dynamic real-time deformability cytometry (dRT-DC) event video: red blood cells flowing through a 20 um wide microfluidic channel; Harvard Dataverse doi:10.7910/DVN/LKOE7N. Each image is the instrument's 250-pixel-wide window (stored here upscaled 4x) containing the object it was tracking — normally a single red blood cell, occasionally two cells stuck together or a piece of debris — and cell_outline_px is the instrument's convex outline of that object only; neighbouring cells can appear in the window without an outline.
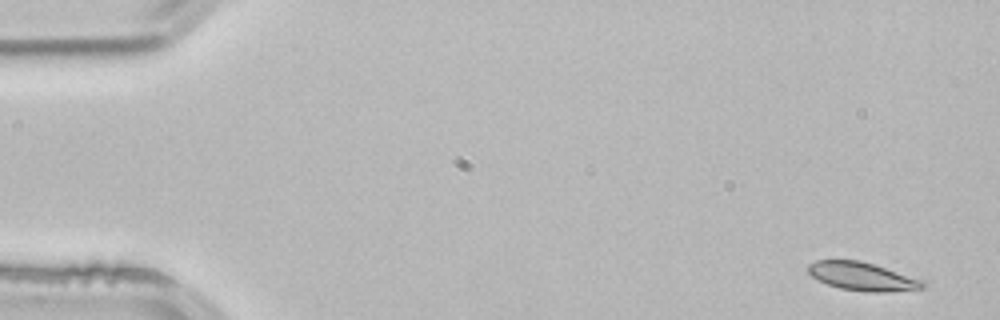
{"species": "common noctule bat (a hibernating species)", "species_latin": "Nyctalus noctula", "temperature_condition": "room temperature", "stored_images_in_passage": 4, "camera_frame_rate_fps": 3000, "um_per_image_px": 0.085, "animal": {"sex": "male", "body_mass_g": 21.5, "forearm_length_mm": 52.0}, "frame": {"image": 1, "passage_image": 1, "time_ms": 0.0, "image_size_px": [1000, 320], "cell_outline_px": [[924, 288], [880, 292], [872, 292], [840, 288], [828, 284], [812, 276], [804, 268], [808, 264], [816, 260], [860, 260], [924, 280]], "centroid_in_image_um": [73.25, 23.48], "position_along_channel_um": 11.8, "area_um2": 18.67}}